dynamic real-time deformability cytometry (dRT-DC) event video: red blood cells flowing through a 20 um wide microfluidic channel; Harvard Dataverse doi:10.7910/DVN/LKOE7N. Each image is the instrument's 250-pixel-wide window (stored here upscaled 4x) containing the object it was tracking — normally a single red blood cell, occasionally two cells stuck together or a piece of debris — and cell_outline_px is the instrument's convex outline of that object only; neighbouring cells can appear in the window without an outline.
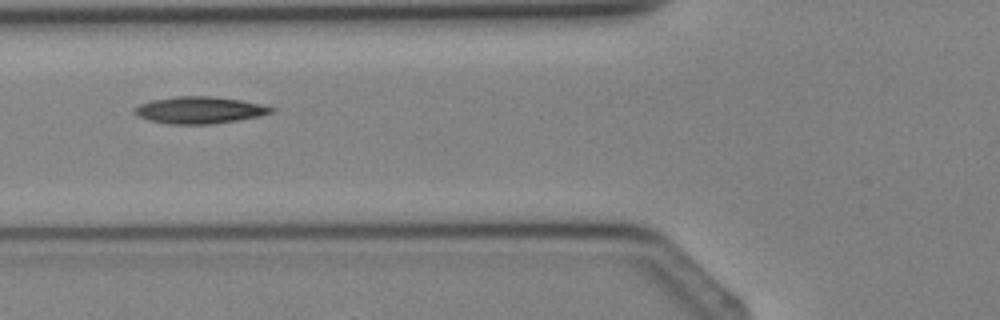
{"species": "Egyptian fruit bat (a non-hibernating species)", "species_latin": "Rousettus aegyptiacus", "temperature_condition": "cold", "stored_images_in_passage": 2, "camera_frame_rate_fps": 3000, "um_per_image_px": 0.085, "animal": {"sex": "female"}, "frame": {"image": 1, "passage_image": 2, "time_ms": 1.0, "image_size_px": [1000, 320], "cell_outline_px": [[276, 108], [272, 112], [260, 116], [236, 120], [208, 124], [168, 124], [148, 120], [132, 112], [132, 108], [140, 104], [152, 100], [176, 96], [212, 96], [240, 100], [260, 104]], "centroid_in_image_um": [16.92, 9.35], "position_along_channel_um": 108.9, "area_um2": 21.33}}